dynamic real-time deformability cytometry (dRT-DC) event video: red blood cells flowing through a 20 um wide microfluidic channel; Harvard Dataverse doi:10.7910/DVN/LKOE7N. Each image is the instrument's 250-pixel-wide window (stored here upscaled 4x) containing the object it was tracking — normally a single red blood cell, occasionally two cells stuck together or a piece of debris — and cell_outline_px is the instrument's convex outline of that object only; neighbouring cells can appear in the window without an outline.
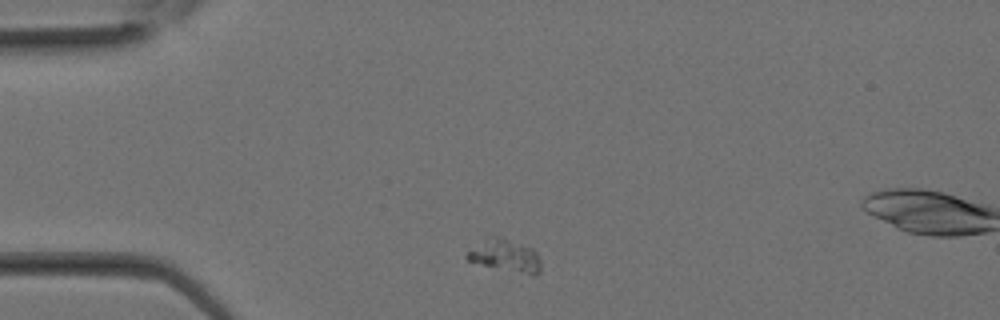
{"species": "Egyptian fruit bat (a non-hibernating species)", "species_latin": "Rousettus aegyptiacus", "temperature_condition": "room temperature", "stored_images_in_passage": 17, "camera_frame_rate_fps": 3000, "um_per_image_px": 0.085, "animal": {"sex": "female"}, "frame": {"image": 1, "passage_image": 1, "time_ms": 0.0, "image_size_px": [1000, 320], "cell_outline_px": [[540, 272], [528, 272], [484, 264], [468, 260], [464, 256], [468, 252], [488, 236], [500, 236], [532, 248], [536, 252], [540, 260]], "centroid_in_image_um": [42.93, 21.65], "position_along_channel_um": 42.1, "area_um2": 12.89}}
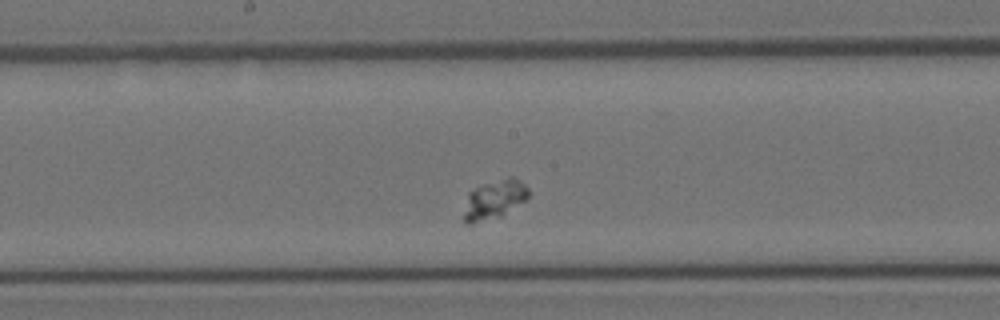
{"frame": {"image": 2, "passage_image": 10, "time_ms": 3.0, "image_size_px": [1000, 320], "cell_outline_px": [[528, 196], [524, 200], [500, 216], [472, 224], [464, 224], [464, 212], [468, 192], [484, 184], [508, 176], [512, 176], [520, 180], [528, 188]], "centroid_in_image_um": [41.99, 16.95], "position_along_channel_um": 206.2, "area_um2": 14.45}}
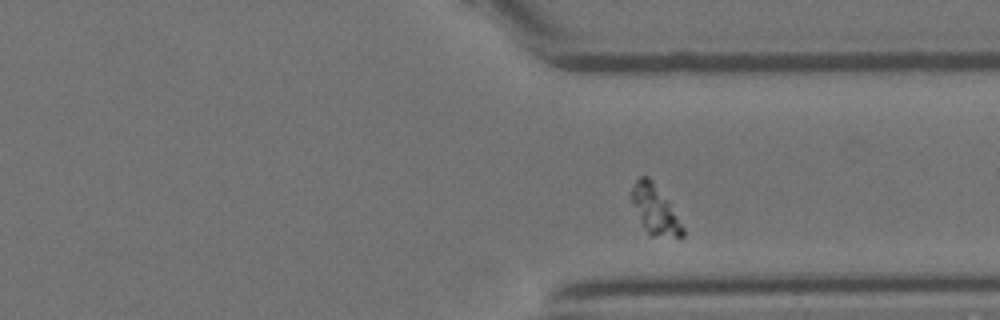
{"frame": {"image": 3, "passage_image": 17, "time_ms": 5.333, "image_size_px": [1000, 320], "cell_outline_px": [[684, 236], [648, 236], [644, 228], [632, 200], [632, 188], [636, 180], [640, 176], [648, 176], [652, 180], [668, 200], [684, 228]], "centroid_in_image_um": [55.69, 17.83], "position_along_channel_um": 355.7, "area_um2": 14.16}}